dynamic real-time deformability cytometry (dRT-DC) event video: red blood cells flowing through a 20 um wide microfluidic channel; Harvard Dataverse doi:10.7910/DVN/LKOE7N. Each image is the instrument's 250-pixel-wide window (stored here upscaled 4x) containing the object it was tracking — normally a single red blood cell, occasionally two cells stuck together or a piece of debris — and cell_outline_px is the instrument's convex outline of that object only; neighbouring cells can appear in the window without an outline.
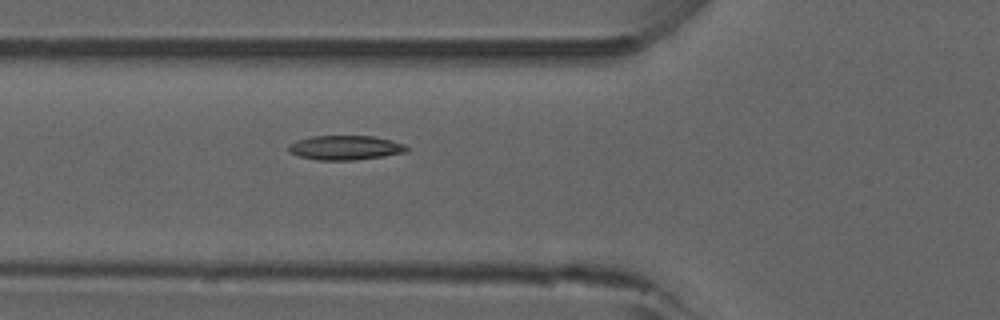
{"species": "common noctule bat (a hibernating species)", "species_latin": "Nyctalus noctula", "temperature_condition": "room temperature", "stored_images_in_passage": 31, "camera_frame_rate_fps": 3000, "um_per_image_px": 0.085, "animal": {"sex": "male", "forearm_length_mm": 52.5}, "frame": {"image": 1, "passage_image": 9, "time_ms": 2.667, "image_size_px": [1000, 320], "cell_outline_px": [[408, 152], [384, 156], [356, 160], [316, 160], [300, 156], [288, 152], [288, 144], [296, 140], [312, 136], [372, 136], [392, 140], [404, 144], [408, 148]], "centroid_in_image_um": [29.34, 12.55], "position_along_channel_um": 96.5, "area_um2": 16.94}}
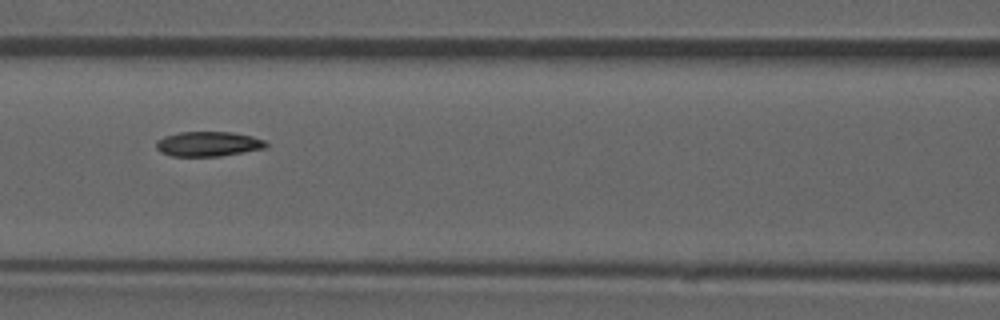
{"frame": {"image": 2, "passage_image": 13, "time_ms": 4.0, "image_size_px": [1000, 320], "cell_outline_px": [[268, 148], [220, 156], [172, 156], [160, 152], [156, 148], [156, 140], [164, 136], [180, 132], [232, 132], [252, 136], [264, 140], [268, 144]], "centroid_in_image_um": [17.71, 12.23], "position_along_channel_um": 148.9, "area_um2": 16.01}}